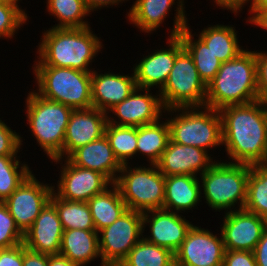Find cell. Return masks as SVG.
<instances>
[{
  "label": "cell",
  "mask_w": 267,
  "mask_h": 266,
  "mask_svg": "<svg viewBox=\"0 0 267 266\" xmlns=\"http://www.w3.org/2000/svg\"><path fill=\"white\" fill-rule=\"evenodd\" d=\"M219 112L222 146L231 163L267 164V102L228 105Z\"/></svg>",
  "instance_id": "cell-1"
},
{
  "label": "cell",
  "mask_w": 267,
  "mask_h": 266,
  "mask_svg": "<svg viewBox=\"0 0 267 266\" xmlns=\"http://www.w3.org/2000/svg\"><path fill=\"white\" fill-rule=\"evenodd\" d=\"M42 35L37 49V62L34 61L33 66L67 67L84 72L93 71L89 69V64L94 62L93 59L99 54L103 44L90 26L49 28Z\"/></svg>",
  "instance_id": "cell-2"
},
{
  "label": "cell",
  "mask_w": 267,
  "mask_h": 266,
  "mask_svg": "<svg viewBox=\"0 0 267 266\" xmlns=\"http://www.w3.org/2000/svg\"><path fill=\"white\" fill-rule=\"evenodd\" d=\"M258 99L255 51L244 50L222 63L207 84L205 106L220 110L228 105L246 104Z\"/></svg>",
  "instance_id": "cell-3"
},
{
  "label": "cell",
  "mask_w": 267,
  "mask_h": 266,
  "mask_svg": "<svg viewBox=\"0 0 267 266\" xmlns=\"http://www.w3.org/2000/svg\"><path fill=\"white\" fill-rule=\"evenodd\" d=\"M26 116L32 136L48 158L62 159L63 142L71 107L47 100L33 89L26 98Z\"/></svg>",
  "instance_id": "cell-4"
},
{
  "label": "cell",
  "mask_w": 267,
  "mask_h": 266,
  "mask_svg": "<svg viewBox=\"0 0 267 266\" xmlns=\"http://www.w3.org/2000/svg\"><path fill=\"white\" fill-rule=\"evenodd\" d=\"M215 160L204 173L199 175L202 183L201 191L203 190L207 205L215 212L221 210H225V213L232 212L235 204H238V209H244L251 165Z\"/></svg>",
  "instance_id": "cell-5"
},
{
  "label": "cell",
  "mask_w": 267,
  "mask_h": 266,
  "mask_svg": "<svg viewBox=\"0 0 267 266\" xmlns=\"http://www.w3.org/2000/svg\"><path fill=\"white\" fill-rule=\"evenodd\" d=\"M165 111L168 115L178 113L173 117L171 114V118H167L170 141L198 147L207 152L211 148L222 146V119L219 110L199 106Z\"/></svg>",
  "instance_id": "cell-6"
},
{
  "label": "cell",
  "mask_w": 267,
  "mask_h": 266,
  "mask_svg": "<svg viewBox=\"0 0 267 266\" xmlns=\"http://www.w3.org/2000/svg\"><path fill=\"white\" fill-rule=\"evenodd\" d=\"M32 68L38 85L35 92L41 97L62 103L74 110L93 107L92 72L53 66H34Z\"/></svg>",
  "instance_id": "cell-7"
},
{
  "label": "cell",
  "mask_w": 267,
  "mask_h": 266,
  "mask_svg": "<svg viewBox=\"0 0 267 266\" xmlns=\"http://www.w3.org/2000/svg\"><path fill=\"white\" fill-rule=\"evenodd\" d=\"M146 167L123 164L115 182L127 208L141 213L162 209L165 198V176L155 164Z\"/></svg>",
  "instance_id": "cell-8"
},
{
  "label": "cell",
  "mask_w": 267,
  "mask_h": 266,
  "mask_svg": "<svg viewBox=\"0 0 267 266\" xmlns=\"http://www.w3.org/2000/svg\"><path fill=\"white\" fill-rule=\"evenodd\" d=\"M158 92L165 110L205 106L207 85L185 48L177 55L165 85Z\"/></svg>",
  "instance_id": "cell-9"
},
{
  "label": "cell",
  "mask_w": 267,
  "mask_h": 266,
  "mask_svg": "<svg viewBox=\"0 0 267 266\" xmlns=\"http://www.w3.org/2000/svg\"><path fill=\"white\" fill-rule=\"evenodd\" d=\"M142 213L127 209L111 225L98 231L101 266L121 264L144 237Z\"/></svg>",
  "instance_id": "cell-10"
},
{
  "label": "cell",
  "mask_w": 267,
  "mask_h": 266,
  "mask_svg": "<svg viewBox=\"0 0 267 266\" xmlns=\"http://www.w3.org/2000/svg\"><path fill=\"white\" fill-rule=\"evenodd\" d=\"M32 173L3 201L23 234L31 227L53 193L52 184L41 183Z\"/></svg>",
  "instance_id": "cell-11"
},
{
  "label": "cell",
  "mask_w": 267,
  "mask_h": 266,
  "mask_svg": "<svg viewBox=\"0 0 267 266\" xmlns=\"http://www.w3.org/2000/svg\"><path fill=\"white\" fill-rule=\"evenodd\" d=\"M53 161L55 164L61 162L62 165L63 161L65 163L60 167L62 169H60L57 189L53 186V192L61 199L87 202L112 184L103 174L78 167L68 158L53 159Z\"/></svg>",
  "instance_id": "cell-12"
},
{
  "label": "cell",
  "mask_w": 267,
  "mask_h": 266,
  "mask_svg": "<svg viewBox=\"0 0 267 266\" xmlns=\"http://www.w3.org/2000/svg\"><path fill=\"white\" fill-rule=\"evenodd\" d=\"M224 253L222 235L192 225L174 256L181 266H223Z\"/></svg>",
  "instance_id": "cell-13"
},
{
  "label": "cell",
  "mask_w": 267,
  "mask_h": 266,
  "mask_svg": "<svg viewBox=\"0 0 267 266\" xmlns=\"http://www.w3.org/2000/svg\"><path fill=\"white\" fill-rule=\"evenodd\" d=\"M150 90L136 87L126 99L108 111L107 114L112 112L118 119L116 121L114 116L112 118L111 114L107 115L108 123L117 126L140 127L161 120L162 112L166 113L161 97L159 92L155 96L152 92L150 93Z\"/></svg>",
  "instance_id": "cell-14"
},
{
  "label": "cell",
  "mask_w": 267,
  "mask_h": 266,
  "mask_svg": "<svg viewBox=\"0 0 267 266\" xmlns=\"http://www.w3.org/2000/svg\"><path fill=\"white\" fill-rule=\"evenodd\" d=\"M221 226L225 250L254 251L267 220L245 209L225 213Z\"/></svg>",
  "instance_id": "cell-15"
},
{
  "label": "cell",
  "mask_w": 267,
  "mask_h": 266,
  "mask_svg": "<svg viewBox=\"0 0 267 266\" xmlns=\"http://www.w3.org/2000/svg\"><path fill=\"white\" fill-rule=\"evenodd\" d=\"M136 0L128 12V20L140 31L153 33L162 25L173 5H177L173 28L169 37H176L188 26L186 11L184 10V0ZM161 24V25H160Z\"/></svg>",
  "instance_id": "cell-16"
},
{
  "label": "cell",
  "mask_w": 267,
  "mask_h": 266,
  "mask_svg": "<svg viewBox=\"0 0 267 266\" xmlns=\"http://www.w3.org/2000/svg\"><path fill=\"white\" fill-rule=\"evenodd\" d=\"M143 230L149 224L147 242L166 248L174 254L180 248L192 223L183 215L166 209H155L142 213ZM147 224V225H146Z\"/></svg>",
  "instance_id": "cell-17"
},
{
  "label": "cell",
  "mask_w": 267,
  "mask_h": 266,
  "mask_svg": "<svg viewBox=\"0 0 267 266\" xmlns=\"http://www.w3.org/2000/svg\"><path fill=\"white\" fill-rule=\"evenodd\" d=\"M167 39L169 48L151 52L132 68L137 87L152 89L155 86L160 91L165 85L177 55L184 49L179 36Z\"/></svg>",
  "instance_id": "cell-18"
},
{
  "label": "cell",
  "mask_w": 267,
  "mask_h": 266,
  "mask_svg": "<svg viewBox=\"0 0 267 266\" xmlns=\"http://www.w3.org/2000/svg\"><path fill=\"white\" fill-rule=\"evenodd\" d=\"M108 114L97 108L73 110L67 125L62 149V159L76 149L105 135Z\"/></svg>",
  "instance_id": "cell-19"
},
{
  "label": "cell",
  "mask_w": 267,
  "mask_h": 266,
  "mask_svg": "<svg viewBox=\"0 0 267 266\" xmlns=\"http://www.w3.org/2000/svg\"><path fill=\"white\" fill-rule=\"evenodd\" d=\"M64 229L55 206L49 201L24 233V246L38 253L59 255Z\"/></svg>",
  "instance_id": "cell-20"
},
{
  "label": "cell",
  "mask_w": 267,
  "mask_h": 266,
  "mask_svg": "<svg viewBox=\"0 0 267 266\" xmlns=\"http://www.w3.org/2000/svg\"><path fill=\"white\" fill-rule=\"evenodd\" d=\"M204 149L181 145L168 141L160 161L156 164L160 172L165 176L171 175H201L214 162L213 157Z\"/></svg>",
  "instance_id": "cell-21"
},
{
  "label": "cell",
  "mask_w": 267,
  "mask_h": 266,
  "mask_svg": "<svg viewBox=\"0 0 267 266\" xmlns=\"http://www.w3.org/2000/svg\"><path fill=\"white\" fill-rule=\"evenodd\" d=\"M137 87L134 72L131 76L114 72L92 71L91 97L93 108L105 113L126 99Z\"/></svg>",
  "instance_id": "cell-22"
},
{
  "label": "cell",
  "mask_w": 267,
  "mask_h": 266,
  "mask_svg": "<svg viewBox=\"0 0 267 266\" xmlns=\"http://www.w3.org/2000/svg\"><path fill=\"white\" fill-rule=\"evenodd\" d=\"M68 159L78 167L103 174L111 183L116 182L122 168L105 135L79 147Z\"/></svg>",
  "instance_id": "cell-23"
},
{
  "label": "cell",
  "mask_w": 267,
  "mask_h": 266,
  "mask_svg": "<svg viewBox=\"0 0 267 266\" xmlns=\"http://www.w3.org/2000/svg\"><path fill=\"white\" fill-rule=\"evenodd\" d=\"M199 178L192 175H171L165 177V198L163 209L183 213L198 205L203 196ZM192 208V209H191Z\"/></svg>",
  "instance_id": "cell-24"
},
{
  "label": "cell",
  "mask_w": 267,
  "mask_h": 266,
  "mask_svg": "<svg viewBox=\"0 0 267 266\" xmlns=\"http://www.w3.org/2000/svg\"><path fill=\"white\" fill-rule=\"evenodd\" d=\"M98 235L96 230H64L59 255L80 266L91 263L101 257Z\"/></svg>",
  "instance_id": "cell-25"
},
{
  "label": "cell",
  "mask_w": 267,
  "mask_h": 266,
  "mask_svg": "<svg viewBox=\"0 0 267 266\" xmlns=\"http://www.w3.org/2000/svg\"><path fill=\"white\" fill-rule=\"evenodd\" d=\"M87 203L97 232L111 225L128 209L115 183L93 196Z\"/></svg>",
  "instance_id": "cell-26"
},
{
  "label": "cell",
  "mask_w": 267,
  "mask_h": 266,
  "mask_svg": "<svg viewBox=\"0 0 267 266\" xmlns=\"http://www.w3.org/2000/svg\"><path fill=\"white\" fill-rule=\"evenodd\" d=\"M208 26L197 37L210 48L211 52L222 63L236 58L245 50L239 45L237 32L234 27L222 24Z\"/></svg>",
  "instance_id": "cell-27"
},
{
  "label": "cell",
  "mask_w": 267,
  "mask_h": 266,
  "mask_svg": "<svg viewBox=\"0 0 267 266\" xmlns=\"http://www.w3.org/2000/svg\"><path fill=\"white\" fill-rule=\"evenodd\" d=\"M160 121L137 127L136 154L146 155L149 164L156 165L160 161L170 140L167 119Z\"/></svg>",
  "instance_id": "cell-28"
},
{
  "label": "cell",
  "mask_w": 267,
  "mask_h": 266,
  "mask_svg": "<svg viewBox=\"0 0 267 266\" xmlns=\"http://www.w3.org/2000/svg\"><path fill=\"white\" fill-rule=\"evenodd\" d=\"M190 26H186L178 35L184 48L192 56L200 78L207 85L217 74L222 62L211 52L210 48L198 37L195 40Z\"/></svg>",
  "instance_id": "cell-29"
},
{
  "label": "cell",
  "mask_w": 267,
  "mask_h": 266,
  "mask_svg": "<svg viewBox=\"0 0 267 266\" xmlns=\"http://www.w3.org/2000/svg\"><path fill=\"white\" fill-rule=\"evenodd\" d=\"M50 202L55 206L64 230H95L87 202L64 200L54 192L51 194Z\"/></svg>",
  "instance_id": "cell-30"
},
{
  "label": "cell",
  "mask_w": 267,
  "mask_h": 266,
  "mask_svg": "<svg viewBox=\"0 0 267 266\" xmlns=\"http://www.w3.org/2000/svg\"><path fill=\"white\" fill-rule=\"evenodd\" d=\"M47 11L57 18L59 23L52 28H84L89 27L84 19L90 15L83 0H46ZM84 20V21H83Z\"/></svg>",
  "instance_id": "cell-31"
},
{
  "label": "cell",
  "mask_w": 267,
  "mask_h": 266,
  "mask_svg": "<svg viewBox=\"0 0 267 266\" xmlns=\"http://www.w3.org/2000/svg\"><path fill=\"white\" fill-rule=\"evenodd\" d=\"M244 209L267 220V164L251 165Z\"/></svg>",
  "instance_id": "cell-32"
},
{
  "label": "cell",
  "mask_w": 267,
  "mask_h": 266,
  "mask_svg": "<svg viewBox=\"0 0 267 266\" xmlns=\"http://www.w3.org/2000/svg\"><path fill=\"white\" fill-rule=\"evenodd\" d=\"M174 262L173 252L142 238L121 264L123 266H171Z\"/></svg>",
  "instance_id": "cell-33"
},
{
  "label": "cell",
  "mask_w": 267,
  "mask_h": 266,
  "mask_svg": "<svg viewBox=\"0 0 267 266\" xmlns=\"http://www.w3.org/2000/svg\"><path fill=\"white\" fill-rule=\"evenodd\" d=\"M105 136L122 165L128 164V159L136 155L137 127L117 126L107 122Z\"/></svg>",
  "instance_id": "cell-34"
},
{
  "label": "cell",
  "mask_w": 267,
  "mask_h": 266,
  "mask_svg": "<svg viewBox=\"0 0 267 266\" xmlns=\"http://www.w3.org/2000/svg\"><path fill=\"white\" fill-rule=\"evenodd\" d=\"M21 163L17 155L0 156V202L5 201L32 172L28 164Z\"/></svg>",
  "instance_id": "cell-35"
},
{
  "label": "cell",
  "mask_w": 267,
  "mask_h": 266,
  "mask_svg": "<svg viewBox=\"0 0 267 266\" xmlns=\"http://www.w3.org/2000/svg\"><path fill=\"white\" fill-rule=\"evenodd\" d=\"M28 21L27 13L13 4L0 2V39H11Z\"/></svg>",
  "instance_id": "cell-36"
},
{
  "label": "cell",
  "mask_w": 267,
  "mask_h": 266,
  "mask_svg": "<svg viewBox=\"0 0 267 266\" xmlns=\"http://www.w3.org/2000/svg\"><path fill=\"white\" fill-rule=\"evenodd\" d=\"M24 234L10 215L8 207L0 202V249L10 248L23 243Z\"/></svg>",
  "instance_id": "cell-37"
},
{
  "label": "cell",
  "mask_w": 267,
  "mask_h": 266,
  "mask_svg": "<svg viewBox=\"0 0 267 266\" xmlns=\"http://www.w3.org/2000/svg\"><path fill=\"white\" fill-rule=\"evenodd\" d=\"M22 142V137L0 119V156L17 155Z\"/></svg>",
  "instance_id": "cell-38"
},
{
  "label": "cell",
  "mask_w": 267,
  "mask_h": 266,
  "mask_svg": "<svg viewBox=\"0 0 267 266\" xmlns=\"http://www.w3.org/2000/svg\"><path fill=\"white\" fill-rule=\"evenodd\" d=\"M258 99L267 102V51H255Z\"/></svg>",
  "instance_id": "cell-39"
},
{
  "label": "cell",
  "mask_w": 267,
  "mask_h": 266,
  "mask_svg": "<svg viewBox=\"0 0 267 266\" xmlns=\"http://www.w3.org/2000/svg\"><path fill=\"white\" fill-rule=\"evenodd\" d=\"M223 266H257L254 252L225 250Z\"/></svg>",
  "instance_id": "cell-40"
},
{
  "label": "cell",
  "mask_w": 267,
  "mask_h": 266,
  "mask_svg": "<svg viewBox=\"0 0 267 266\" xmlns=\"http://www.w3.org/2000/svg\"><path fill=\"white\" fill-rule=\"evenodd\" d=\"M0 266H23V243L0 249Z\"/></svg>",
  "instance_id": "cell-41"
},
{
  "label": "cell",
  "mask_w": 267,
  "mask_h": 266,
  "mask_svg": "<svg viewBox=\"0 0 267 266\" xmlns=\"http://www.w3.org/2000/svg\"><path fill=\"white\" fill-rule=\"evenodd\" d=\"M23 266H48V254L29 250L23 244Z\"/></svg>",
  "instance_id": "cell-42"
},
{
  "label": "cell",
  "mask_w": 267,
  "mask_h": 266,
  "mask_svg": "<svg viewBox=\"0 0 267 266\" xmlns=\"http://www.w3.org/2000/svg\"><path fill=\"white\" fill-rule=\"evenodd\" d=\"M253 252L257 266H267V227L264 229Z\"/></svg>",
  "instance_id": "cell-43"
},
{
  "label": "cell",
  "mask_w": 267,
  "mask_h": 266,
  "mask_svg": "<svg viewBox=\"0 0 267 266\" xmlns=\"http://www.w3.org/2000/svg\"><path fill=\"white\" fill-rule=\"evenodd\" d=\"M216 6L222 7V9H227L235 13L241 12L246 3H249V0H214Z\"/></svg>",
  "instance_id": "cell-44"
},
{
  "label": "cell",
  "mask_w": 267,
  "mask_h": 266,
  "mask_svg": "<svg viewBox=\"0 0 267 266\" xmlns=\"http://www.w3.org/2000/svg\"><path fill=\"white\" fill-rule=\"evenodd\" d=\"M123 1L128 0H83L86 8L92 13L96 11L97 9L113 6V5H119V3H122Z\"/></svg>",
  "instance_id": "cell-45"
},
{
  "label": "cell",
  "mask_w": 267,
  "mask_h": 266,
  "mask_svg": "<svg viewBox=\"0 0 267 266\" xmlns=\"http://www.w3.org/2000/svg\"><path fill=\"white\" fill-rule=\"evenodd\" d=\"M48 266H80L61 255H48Z\"/></svg>",
  "instance_id": "cell-46"
},
{
  "label": "cell",
  "mask_w": 267,
  "mask_h": 266,
  "mask_svg": "<svg viewBox=\"0 0 267 266\" xmlns=\"http://www.w3.org/2000/svg\"><path fill=\"white\" fill-rule=\"evenodd\" d=\"M250 2V17H248L247 21L250 22L261 10L267 8V0H249ZM252 13V14H251Z\"/></svg>",
  "instance_id": "cell-47"
},
{
  "label": "cell",
  "mask_w": 267,
  "mask_h": 266,
  "mask_svg": "<svg viewBox=\"0 0 267 266\" xmlns=\"http://www.w3.org/2000/svg\"><path fill=\"white\" fill-rule=\"evenodd\" d=\"M249 23L267 31V8L261 10Z\"/></svg>",
  "instance_id": "cell-48"
},
{
  "label": "cell",
  "mask_w": 267,
  "mask_h": 266,
  "mask_svg": "<svg viewBox=\"0 0 267 266\" xmlns=\"http://www.w3.org/2000/svg\"><path fill=\"white\" fill-rule=\"evenodd\" d=\"M19 1L20 0H2V2H7V3L13 4L16 7H19L20 8V5H18L19 4Z\"/></svg>",
  "instance_id": "cell-49"
},
{
  "label": "cell",
  "mask_w": 267,
  "mask_h": 266,
  "mask_svg": "<svg viewBox=\"0 0 267 266\" xmlns=\"http://www.w3.org/2000/svg\"><path fill=\"white\" fill-rule=\"evenodd\" d=\"M171 266H181V265H179L176 262H174Z\"/></svg>",
  "instance_id": "cell-50"
}]
</instances>
